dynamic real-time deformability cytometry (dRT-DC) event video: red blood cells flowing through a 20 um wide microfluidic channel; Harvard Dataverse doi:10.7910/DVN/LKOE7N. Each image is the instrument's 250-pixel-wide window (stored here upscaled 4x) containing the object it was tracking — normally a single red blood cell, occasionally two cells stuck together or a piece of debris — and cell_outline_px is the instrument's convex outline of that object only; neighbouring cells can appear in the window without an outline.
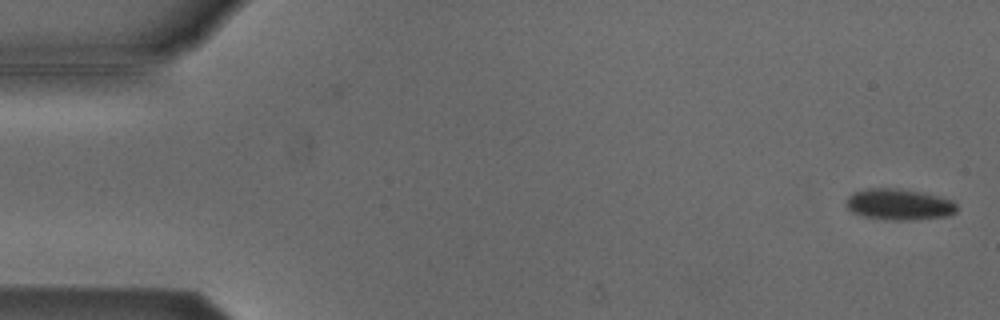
{"species": "Egyptian fruit bat (a non-hibernating species)", "species_latin": "Rousettus aegyptiacus", "temperature_condition": "cold", "stored_images_in_passage": 40, "camera_frame_rate_fps": 3000, "um_per_image_px": 0.085, "animal": {"sex": "male"}, "frame": {"image": 1, "passage_image": 2, "time_ms": 0.333, "image_size_px": [1000, 320], "cell_outline_px": [[956, 212], [948, 216], [912, 220], [888, 220], [864, 216], [852, 212], [848, 208], [848, 196], [852, 192], [868, 188], [896, 188], [920, 192], [952, 200], [956, 204]], "centroid_in_image_um": [76.42, 17.38], "position_along_channel_um": 8.6, "area_um2": 19.94}}
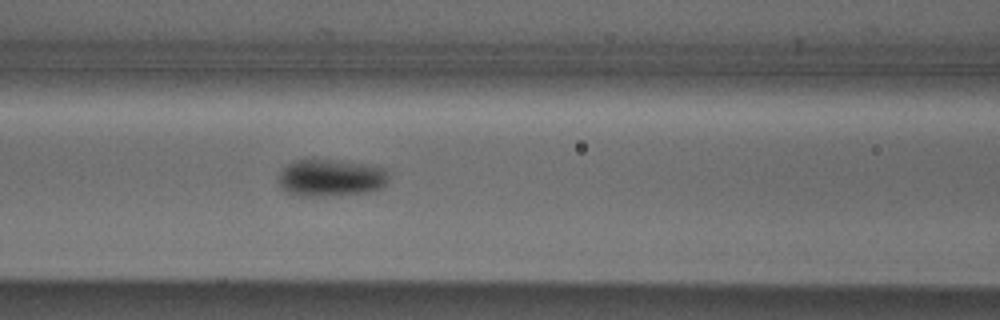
{"frame": {"image": 2, "passage_image": 23, "time_ms": 7.333, "image_size_px": [1000, 320], "cell_outline_px": [[388, 180], [384, 188], [368, 192], [320, 196], [300, 196], [288, 192], [280, 188], [276, 180], [280, 172], [288, 164], [296, 160], [312, 156], [364, 164], [388, 168]], "centroid_in_image_um": [28.1, 15.08], "position_along_channel_um": 138.5, "area_um2": 24.68}}
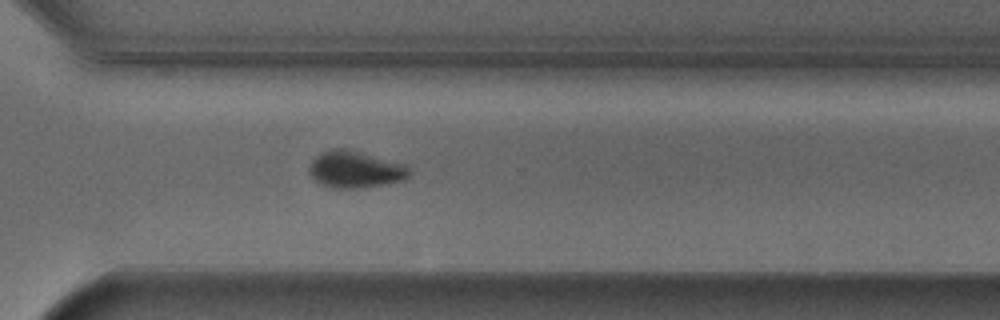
{"frame": {"image": 3, "passage_image": 39, "time_ms": 12.667, "image_size_px": [1000, 320], "cell_outline_px": [[408, 176], [404, 180], [360, 188], [332, 188], [320, 184], [312, 180], [308, 172], [308, 168], [312, 160], [320, 152], [332, 148], [344, 148], [408, 164]], "centroid_in_image_um": [30.14, 14.4], "position_along_channel_um": 340.5, "area_um2": 21.68}}